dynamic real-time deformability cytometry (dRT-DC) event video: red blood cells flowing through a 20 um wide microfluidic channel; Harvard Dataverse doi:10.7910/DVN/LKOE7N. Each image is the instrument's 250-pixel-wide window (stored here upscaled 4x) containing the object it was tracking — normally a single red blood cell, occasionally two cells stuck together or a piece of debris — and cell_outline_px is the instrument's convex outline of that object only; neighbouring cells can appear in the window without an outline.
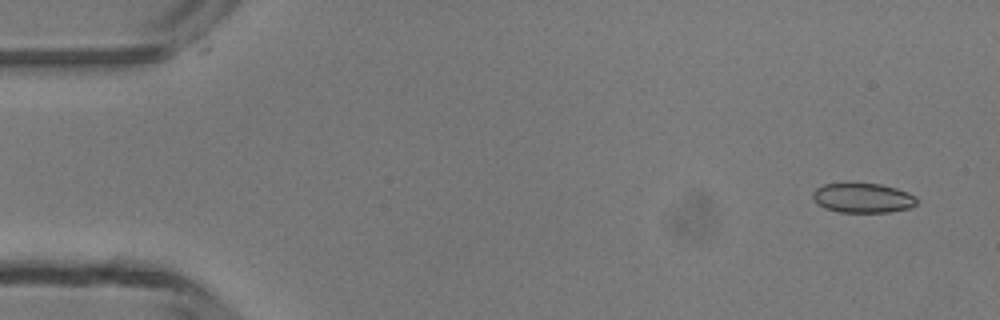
{"species": "common noctule bat (a hibernating species)", "species_latin": "Nyctalus noctula", "temperature_condition": "room temperature", "stored_images_in_passage": 4, "camera_frame_rate_fps": 3000, "um_per_image_px": 0.085, "animal": {"sex": "male", "body_mass_g": 13.3}, "frame": {"image": 1, "passage_image": 1, "time_ms": 0.0, "image_size_px": [1000, 320], "cell_outline_px": [[916, 204], [908, 208], [888, 212], [840, 212], [824, 208], [816, 204], [812, 200], [812, 192], [816, 188], [824, 184], [880, 184], [896, 188], [908, 192], [916, 196]], "centroid_in_image_um": [73.3, 16.83], "position_along_channel_um": 11.7, "area_um2": 17.92}}